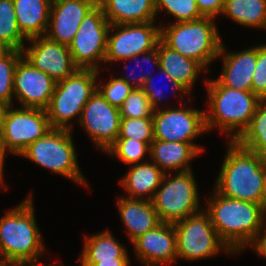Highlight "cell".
I'll list each match as a JSON object with an SVG mask.
<instances>
[{
    "instance_id": "obj_1",
    "label": "cell",
    "mask_w": 266,
    "mask_h": 266,
    "mask_svg": "<svg viewBox=\"0 0 266 266\" xmlns=\"http://www.w3.org/2000/svg\"><path fill=\"white\" fill-rule=\"evenodd\" d=\"M206 212L220 239L234 253L250 247L257 238L266 215L263 205L231 199L213 189Z\"/></svg>"
},
{
    "instance_id": "obj_2",
    "label": "cell",
    "mask_w": 266,
    "mask_h": 266,
    "mask_svg": "<svg viewBox=\"0 0 266 266\" xmlns=\"http://www.w3.org/2000/svg\"><path fill=\"white\" fill-rule=\"evenodd\" d=\"M214 189L221 195L264 206L263 182L266 160L259 154L228 141Z\"/></svg>"
},
{
    "instance_id": "obj_3",
    "label": "cell",
    "mask_w": 266,
    "mask_h": 266,
    "mask_svg": "<svg viewBox=\"0 0 266 266\" xmlns=\"http://www.w3.org/2000/svg\"><path fill=\"white\" fill-rule=\"evenodd\" d=\"M209 110L205 111L207 132L213 128L236 141L249 126L259 98L252 91H242L223 86L217 79L205 81Z\"/></svg>"
},
{
    "instance_id": "obj_4",
    "label": "cell",
    "mask_w": 266,
    "mask_h": 266,
    "mask_svg": "<svg viewBox=\"0 0 266 266\" xmlns=\"http://www.w3.org/2000/svg\"><path fill=\"white\" fill-rule=\"evenodd\" d=\"M36 221L30 194L0 217V257L20 265L37 263L45 248Z\"/></svg>"
},
{
    "instance_id": "obj_5",
    "label": "cell",
    "mask_w": 266,
    "mask_h": 266,
    "mask_svg": "<svg viewBox=\"0 0 266 266\" xmlns=\"http://www.w3.org/2000/svg\"><path fill=\"white\" fill-rule=\"evenodd\" d=\"M160 26V40L167 47L195 60L208 73L207 67L218 59L223 44L214 18L202 17Z\"/></svg>"
},
{
    "instance_id": "obj_6",
    "label": "cell",
    "mask_w": 266,
    "mask_h": 266,
    "mask_svg": "<svg viewBox=\"0 0 266 266\" xmlns=\"http://www.w3.org/2000/svg\"><path fill=\"white\" fill-rule=\"evenodd\" d=\"M100 70L77 69L71 76L56 82L50 104L46 109L53 129L73 130V118L80 120L82 110L97 90Z\"/></svg>"
},
{
    "instance_id": "obj_7",
    "label": "cell",
    "mask_w": 266,
    "mask_h": 266,
    "mask_svg": "<svg viewBox=\"0 0 266 266\" xmlns=\"http://www.w3.org/2000/svg\"><path fill=\"white\" fill-rule=\"evenodd\" d=\"M71 131L51 128L43 137L25 148L19 156H24L43 168L88 186L78 165Z\"/></svg>"
},
{
    "instance_id": "obj_8",
    "label": "cell",
    "mask_w": 266,
    "mask_h": 266,
    "mask_svg": "<svg viewBox=\"0 0 266 266\" xmlns=\"http://www.w3.org/2000/svg\"><path fill=\"white\" fill-rule=\"evenodd\" d=\"M174 174L165 173L151 200L160 221L169 224L201 211L198 185L193 171Z\"/></svg>"
},
{
    "instance_id": "obj_9",
    "label": "cell",
    "mask_w": 266,
    "mask_h": 266,
    "mask_svg": "<svg viewBox=\"0 0 266 266\" xmlns=\"http://www.w3.org/2000/svg\"><path fill=\"white\" fill-rule=\"evenodd\" d=\"M176 232L177 258L200 260L216 256L219 251L234 254L220 239L204 210L173 224Z\"/></svg>"
},
{
    "instance_id": "obj_10",
    "label": "cell",
    "mask_w": 266,
    "mask_h": 266,
    "mask_svg": "<svg viewBox=\"0 0 266 266\" xmlns=\"http://www.w3.org/2000/svg\"><path fill=\"white\" fill-rule=\"evenodd\" d=\"M111 24L105 18L102 8L97 5L81 22L75 37L69 44L73 63L78 69L99 71L107 49V36Z\"/></svg>"
},
{
    "instance_id": "obj_11",
    "label": "cell",
    "mask_w": 266,
    "mask_h": 266,
    "mask_svg": "<svg viewBox=\"0 0 266 266\" xmlns=\"http://www.w3.org/2000/svg\"><path fill=\"white\" fill-rule=\"evenodd\" d=\"M5 113L1 140L6 152L20 155L30 144L43 137L50 129L47 112L44 109L22 107Z\"/></svg>"
},
{
    "instance_id": "obj_12",
    "label": "cell",
    "mask_w": 266,
    "mask_h": 266,
    "mask_svg": "<svg viewBox=\"0 0 266 266\" xmlns=\"http://www.w3.org/2000/svg\"><path fill=\"white\" fill-rule=\"evenodd\" d=\"M154 22L156 21L111 24L107 36L104 63L119 62L120 60L129 59L135 55H140L157 48L160 41L161 26H155Z\"/></svg>"
},
{
    "instance_id": "obj_13",
    "label": "cell",
    "mask_w": 266,
    "mask_h": 266,
    "mask_svg": "<svg viewBox=\"0 0 266 266\" xmlns=\"http://www.w3.org/2000/svg\"><path fill=\"white\" fill-rule=\"evenodd\" d=\"M152 119L154 139L158 140L194 143L196 137L207 132L205 111L195 108H159Z\"/></svg>"
},
{
    "instance_id": "obj_14",
    "label": "cell",
    "mask_w": 266,
    "mask_h": 266,
    "mask_svg": "<svg viewBox=\"0 0 266 266\" xmlns=\"http://www.w3.org/2000/svg\"><path fill=\"white\" fill-rule=\"evenodd\" d=\"M120 120L119 108L110 105L96 90L82 110L79 125L95 146L106 152L119 136Z\"/></svg>"
},
{
    "instance_id": "obj_15",
    "label": "cell",
    "mask_w": 266,
    "mask_h": 266,
    "mask_svg": "<svg viewBox=\"0 0 266 266\" xmlns=\"http://www.w3.org/2000/svg\"><path fill=\"white\" fill-rule=\"evenodd\" d=\"M56 81L21 56L14 71V96L22 107L46 110Z\"/></svg>"
},
{
    "instance_id": "obj_16",
    "label": "cell",
    "mask_w": 266,
    "mask_h": 266,
    "mask_svg": "<svg viewBox=\"0 0 266 266\" xmlns=\"http://www.w3.org/2000/svg\"><path fill=\"white\" fill-rule=\"evenodd\" d=\"M32 45L24 46L22 56L34 67L58 82L71 76L78 68L73 63L69 47L46 36L29 39Z\"/></svg>"
},
{
    "instance_id": "obj_17",
    "label": "cell",
    "mask_w": 266,
    "mask_h": 266,
    "mask_svg": "<svg viewBox=\"0 0 266 266\" xmlns=\"http://www.w3.org/2000/svg\"><path fill=\"white\" fill-rule=\"evenodd\" d=\"M97 5L98 0H52L45 36L69 46L83 19Z\"/></svg>"
},
{
    "instance_id": "obj_18",
    "label": "cell",
    "mask_w": 266,
    "mask_h": 266,
    "mask_svg": "<svg viewBox=\"0 0 266 266\" xmlns=\"http://www.w3.org/2000/svg\"><path fill=\"white\" fill-rule=\"evenodd\" d=\"M135 254L145 266L172 265L177 260L176 232L173 224L161 223L133 242Z\"/></svg>"
},
{
    "instance_id": "obj_19",
    "label": "cell",
    "mask_w": 266,
    "mask_h": 266,
    "mask_svg": "<svg viewBox=\"0 0 266 266\" xmlns=\"http://www.w3.org/2000/svg\"><path fill=\"white\" fill-rule=\"evenodd\" d=\"M221 46L218 57L223 58L222 74L217 80L226 87L252 91V78L257 63V46L237 52H225Z\"/></svg>"
},
{
    "instance_id": "obj_20",
    "label": "cell",
    "mask_w": 266,
    "mask_h": 266,
    "mask_svg": "<svg viewBox=\"0 0 266 266\" xmlns=\"http://www.w3.org/2000/svg\"><path fill=\"white\" fill-rule=\"evenodd\" d=\"M203 151L197 143L168 142L154 139L149 158L164 173L191 171L190 162Z\"/></svg>"
},
{
    "instance_id": "obj_21",
    "label": "cell",
    "mask_w": 266,
    "mask_h": 266,
    "mask_svg": "<svg viewBox=\"0 0 266 266\" xmlns=\"http://www.w3.org/2000/svg\"><path fill=\"white\" fill-rule=\"evenodd\" d=\"M117 199L118 212L131 243L162 223L151 201L130 199L127 196Z\"/></svg>"
},
{
    "instance_id": "obj_22",
    "label": "cell",
    "mask_w": 266,
    "mask_h": 266,
    "mask_svg": "<svg viewBox=\"0 0 266 266\" xmlns=\"http://www.w3.org/2000/svg\"><path fill=\"white\" fill-rule=\"evenodd\" d=\"M110 24H132L155 21V0H98Z\"/></svg>"
},
{
    "instance_id": "obj_23",
    "label": "cell",
    "mask_w": 266,
    "mask_h": 266,
    "mask_svg": "<svg viewBox=\"0 0 266 266\" xmlns=\"http://www.w3.org/2000/svg\"><path fill=\"white\" fill-rule=\"evenodd\" d=\"M130 167L120 180L121 186L128 194L127 198L151 201L165 173L152 161H144Z\"/></svg>"
},
{
    "instance_id": "obj_24",
    "label": "cell",
    "mask_w": 266,
    "mask_h": 266,
    "mask_svg": "<svg viewBox=\"0 0 266 266\" xmlns=\"http://www.w3.org/2000/svg\"><path fill=\"white\" fill-rule=\"evenodd\" d=\"M21 34L27 39L45 36L52 0H12Z\"/></svg>"
},
{
    "instance_id": "obj_25",
    "label": "cell",
    "mask_w": 266,
    "mask_h": 266,
    "mask_svg": "<svg viewBox=\"0 0 266 266\" xmlns=\"http://www.w3.org/2000/svg\"><path fill=\"white\" fill-rule=\"evenodd\" d=\"M158 55L160 68L191 93L199 74L205 69L195 60L170 49L161 40L158 42Z\"/></svg>"
},
{
    "instance_id": "obj_26",
    "label": "cell",
    "mask_w": 266,
    "mask_h": 266,
    "mask_svg": "<svg viewBox=\"0 0 266 266\" xmlns=\"http://www.w3.org/2000/svg\"><path fill=\"white\" fill-rule=\"evenodd\" d=\"M84 241L83 251L78 259L82 264L80 266H92L99 261H115V258H130L126 247L108 229L92 236L85 235Z\"/></svg>"
},
{
    "instance_id": "obj_27",
    "label": "cell",
    "mask_w": 266,
    "mask_h": 266,
    "mask_svg": "<svg viewBox=\"0 0 266 266\" xmlns=\"http://www.w3.org/2000/svg\"><path fill=\"white\" fill-rule=\"evenodd\" d=\"M221 15L244 27L266 29V0H225Z\"/></svg>"
},
{
    "instance_id": "obj_28",
    "label": "cell",
    "mask_w": 266,
    "mask_h": 266,
    "mask_svg": "<svg viewBox=\"0 0 266 266\" xmlns=\"http://www.w3.org/2000/svg\"><path fill=\"white\" fill-rule=\"evenodd\" d=\"M236 142L266 160V99L259 100L249 126Z\"/></svg>"
},
{
    "instance_id": "obj_29",
    "label": "cell",
    "mask_w": 266,
    "mask_h": 266,
    "mask_svg": "<svg viewBox=\"0 0 266 266\" xmlns=\"http://www.w3.org/2000/svg\"><path fill=\"white\" fill-rule=\"evenodd\" d=\"M24 40L28 42L18 28L13 1L0 0V41L13 50L22 51Z\"/></svg>"
},
{
    "instance_id": "obj_30",
    "label": "cell",
    "mask_w": 266,
    "mask_h": 266,
    "mask_svg": "<svg viewBox=\"0 0 266 266\" xmlns=\"http://www.w3.org/2000/svg\"><path fill=\"white\" fill-rule=\"evenodd\" d=\"M150 144L132 138H117L105 153L116 156L126 165L139 164L147 152L150 154Z\"/></svg>"
},
{
    "instance_id": "obj_31",
    "label": "cell",
    "mask_w": 266,
    "mask_h": 266,
    "mask_svg": "<svg viewBox=\"0 0 266 266\" xmlns=\"http://www.w3.org/2000/svg\"><path fill=\"white\" fill-rule=\"evenodd\" d=\"M156 16L162 10L172 15L177 22L197 20L203 16L198 10L196 0H155Z\"/></svg>"
},
{
    "instance_id": "obj_32",
    "label": "cell",
    "mask_w": 266,
    "mask_h": 266,
    "mask_svg": "<svg viewBox=\"0 0 266 266\" xmlns=\"http://www.w3.org/2000/svg\"><path fill=\"white\" fill-rule=\"evenodd\" d=\"M117 138H129L152 143L154 129L152 118H121L120 132Z\"/></svg>"
},
{
    "instance_id": "obj_33",
    "label": "cell",
    "mask_w": 266,
    "mask_h": 266,
    "mask_svg": "<svg viewBox=\"0 0 266 266\" xmlns=\"http://www.w3.org/2000/svg\"><path fill=\"white\" fill-rule=\"evenodd\" d=\"M22 51L13 50L7 57L0 60V100L13 105V80L14 71Z\"/></svg>"
},
{
    "instance_id": "obj_34",
    "label": "cell",
    "mask_w": 266,
    "mask_h": 266,
    "mask_svg": "<svg viewBox=\"0 0 266 266\" xmlns=\"http://www.w3.org/2000/svg\"><path fill=\"white\" fill-rule=\"evenodd\" d=\"M119 111L121 118H152L154 109L143 90L134 88Z\"/></svg>"
},
{
    "instance_id": "obj_35",
    "label": "cell",
    "mask_w": 266,
    "mask_h": 266,
    "mask_svg": "<svg viewBox=\"0 0 266 266\" xmlns=\"http://www.w3.org/2000/svg\"><path fill=\"white\" fill-rule=\"evenodd\" d=\"M99 84V85H98ZM102 84V85H100ZM134 88L118 77H113L105 84L97 83V91L112 106L120 108Z\"/></svg>"
},
{
    "instance_id": "obj_36",
    "label": "cell",
    "mask_w": 266,
    "mask_h": 266,
    "mask_svg": "<svg viewBox=\"0 0 266 266\" xmlns=\"http://www.w3.org/2000/svg\"><path fill=\"white\" fill-rule=\"evenodd\" d=\"M158 70L164 75V77L168 80L169 83H171V86L174 90V93H179L181 96L180 98L183 100V96L181 94L188 95L189 92L178 82H175V80L162 68H158ZM145 95L148 97L150 104L154 110L159 109L160 107L158 104L165 98H162L163 92L161 89L155 88L153 84V77H149L143 87L141 88ZM178 91V92H177Z\"/></svg>"
},
{
    "instance_id": "obj_37",
    "label": "cell",
    "mask_w": 266,
    "mask_h": 266,
    "mask_svg": "<svg viewBox=\"0 0 266 266\" xmlns=\"http://www.w3.org/2000/svg\"><path fill=\"white\" fill-rule=\"evenodd\" d=\"M252 92L266 99V44L257 46V63L252 78Z\"/></svg>"
},
{
    "instance_id": "obj_38",
    "label": "cell",
    "mask_w": 266,
    "mask_h": 266,
    "mask_svg": "<svg viewBox=\"0 0 266 266\" xmlns=\"http://www.w3.org/2000/svg\"><path fill=\"white\" fill-rule=\"evenodd\" d=\"M139 56L140 57L142 56V61L144 63H149L150 64L151 62H153L157 68L160 67L159 55H158V45H157V48L153 49L152 51H148V52L142 53L140 55H135L132 58L123 59V60H120V61L122 62V61L135 60V59H137V62L140 63L139 62V59H138ZM143 62H141V63H143ZM124 67H128V66L125 65ZM146 72H145V74L138 75L137 78L135 77V74H132V72H130V75L129 76L128 75H126L125 77H123V76L121 77L120 76L118 78H120L121 80H124L126 83H128L129 85H131L133 88H139V89H141L143 87L145 81L149 77L152 76L151 71H148V73H146Z\"/></svg>"
},
{
    "instance_id": "obj_39",
    "label": "cell",
    "mask_w": 266,
    "mask_h": 266,
    "mask_svg": "<svg viewBox=\"0 0 266 266\" xmlns=\"http://www.w3.org/2000/svg\"><path fill=\"white\" fill-rule=\"evenodd\" d=\"M199 12L203 17H215L223 11L225 0H196Z\"/></svg>"
},
{
    "instance_id": "obj_40",
    "label": "cell",
    "mask_w": 266,
    "mask_h": 266,
    "mask_svg": "<svg viewBox=\"0 0 266 266\" xmlns=\"http://www.w3.org/2000/svg\"><path fill=\"white\" fill-rule=\"evenodd\" d=\"M266 215L262 221V224L259 229V233L257 238L254 240L253 244L251 245L253 250L259 256L265 257L266 259ZM265 224V225H264Z\"/></svg>"
},
{
    "instance_id": "obj_41",
    "label": "cell",
    "mask_w": 266,
    "mask_h": 266,
    "mask_svg": "<svg viewBox=\"0 0 266 266\" xmlns=\"http://www.w3.org/2000/svg\"><path fill=\"white\" fill-rule=\"evenodd\" d=\"M92 266H130L129 258H115V261H99Z\"/></svg>"
},
{
    "instance_id": "obj_42",
    "label": "cell",
    "mask_w": 266,
    "mask_h": 266,
    "mask_svg": "<svg viewBox=\"0 0 266 266\" xmlns=\"http://www.w3.org/2000/svg\"><path fill=\"white\" fill-rule=\"evenodd\" d=\"M5 155L6 152L3 149V145H2V140H1V134H0V185L2 186L1 188L4 189L6 187V185L3 184V176H4V161H5Z\"/></svg>"
},
{
    "instance_id": "obj_43",
    "label": "cell",
    "mask_w": 266,
    "mask_h": 266,
    "mask_svg": "<svg viewBox=\"0 0 266 266\" xmlns=\"http://www.w3.org/2000/svg\"><path fill=\"white\" fill-rule=\"evenodd\" d=\"M12 51L13 49L9 45L0 41V60L7 57Z\"/></svg>"
},
{
    "instance_id": "obj_44",
    "label": "cell",
    "mask_w": 266,
    "mask_h": 266,
    "mask_svg": "<svg viewBox=\"0 0 266 266\" xmlns=\"http://www.w3.org/2000/svg\"><path fill=\"white\" fill-rule=\"evenodd\" d=\"M8 107L9 105L7 103L0 100V134L3 129L4 117Z\"/></svg>"
},
{
    "instance_id": "obj_45",
    "label": "cell",
    "mask_w": 266,
    "mask_h": 266,
    "mask_svg": "<svg viewBox=\"0 0 266 266\" xmlns=\"http://www.w3.org/2000/svg\"><path fill=\"white\" fill-rule=\"evenodd\" d=\"M0 266H21L18 263L0 257Z\"/></svg>"
},
{
    "instance_id": "obj_46",
    "label": "cell",
    "mask_w": 266,
    "mask_h": 266,
    "mask_svg": "<svg viewBox=\"0 0 266 266\" xmlns=\"http://www.w3.org/2000/svg\"><path fill=\"white\" fill-rule=\"evenodd\" d=\"M263 194H264V207L266 208V163L264 165Z\"/></svg>"
},
{
    "instance_id": "obj_47",
    "label": "cell",
    "mask_w": 266,
    "mask_h": 266,
    "mask_svg": "<svg viewBox=\"0 0 266 266\" xmlns=\"http://www.w3.org/2000/svg\"><path fill=\"white\" fill-rule=\"evenodd\" d=\"M29 265H32V266H41V265H43L44 266V263H42V262L41 263L40 262H37V263H29ZM21 266H27V264H24V265H21ZM45 266H64V265H51V264H49V265H45Z\"/></svg>"
}]
</instances>
